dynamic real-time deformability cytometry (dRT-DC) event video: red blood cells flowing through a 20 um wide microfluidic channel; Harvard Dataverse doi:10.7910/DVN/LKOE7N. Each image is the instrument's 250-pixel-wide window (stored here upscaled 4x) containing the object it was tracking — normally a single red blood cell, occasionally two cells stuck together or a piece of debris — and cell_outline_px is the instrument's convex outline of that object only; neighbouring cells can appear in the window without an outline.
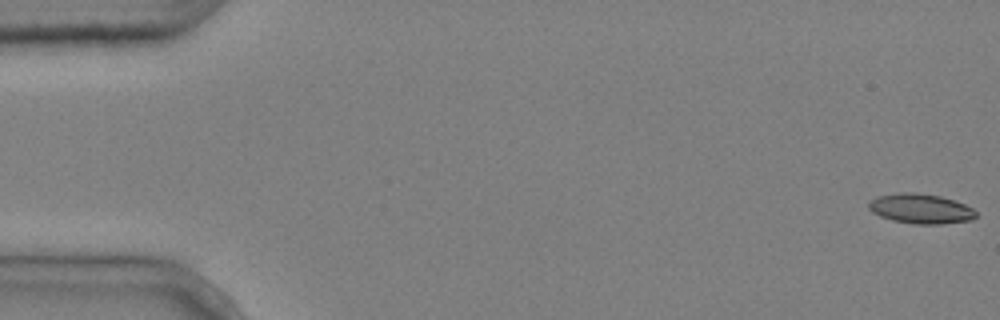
{"species": "common noctule bat (a hibernating species)", "species_latin": "Nyctalus noctula", "temperature_condition": "cold", "stored_images_in_passage": 5, "camera_frame_rate_fps": 3000, "um_per_image_px": 0.085, "animal": {"sex": "male", "body_mass_g": 20.4}, "frame": {"image": 1, "passage_image": 1, "time_ms": 0.0, "image_size_px": [1000, 320], "cell_outline_px": [[976, 216], [972, 220], [940, 224], [912, 224], [892, 220], [880, 216], [872, 212], [868, 208], [868, 204], [872, 200], [880, 196], [900, 192], [916, 192], [940, 196], [964, 204], [972, 208], [976, 212]], "centroid_in_image_um": [78.26, 17.74], "position_along_channel_um": 6.7, "area_um2": 18.55}}
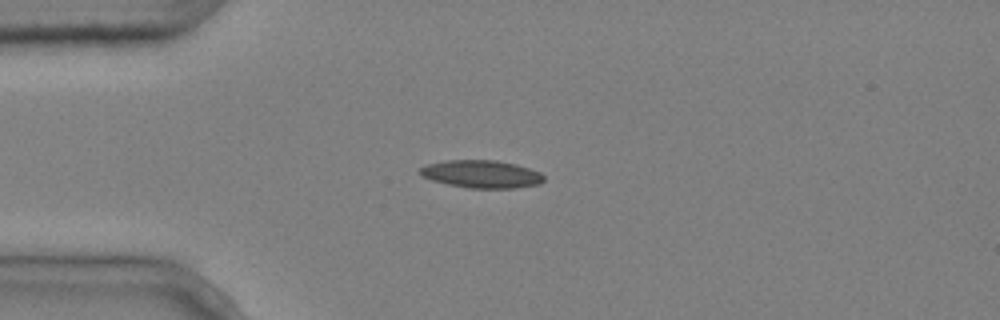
{"frame": {"image": 2, "passage_image": 4, "time_ms": 1.0, "image_size_px": [1000, 320], "cell_outline_px": [[544, 180], [540, 184], [516, 188], [468, 188], [448, 184], [432, 180], [420, 176], [420, 168], [428, 164], [444, 160], [496, 160], [516, 164], [540, 172], [544, 176]], "centroid_in_image_um": [40.93, 14.8], "position_along_channel_um": 44.1, "area_um2": 20.06}}
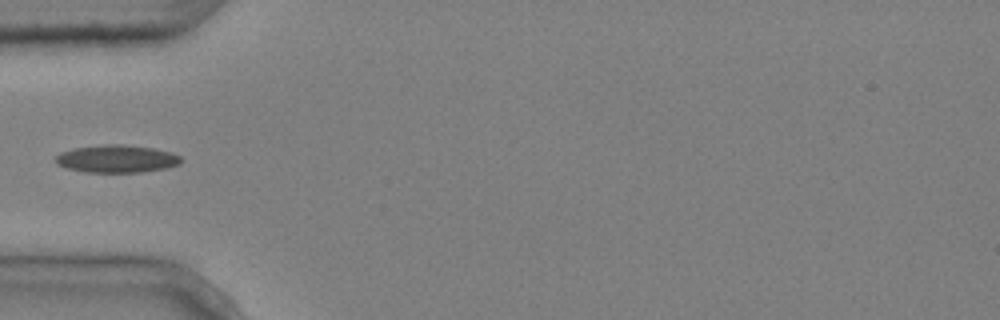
{"frame": {"image": 3, "passage_image": 5, "time_ms": 1.333, "image_size_px": [1000, 320], "cell_outline_px": [[180, 164], [168, 168], [140, 172], [84, 172], [68, 168], [56, 164], [52, 160], [60, 152], [76, 148], [104, 144], [120, 144], [152, 148], [172, 152], [180, 156]], "centroid_in_image_um": [9.9, 13.5], "position_along_channel_um": 75.1, "area_um2": 20.23}}